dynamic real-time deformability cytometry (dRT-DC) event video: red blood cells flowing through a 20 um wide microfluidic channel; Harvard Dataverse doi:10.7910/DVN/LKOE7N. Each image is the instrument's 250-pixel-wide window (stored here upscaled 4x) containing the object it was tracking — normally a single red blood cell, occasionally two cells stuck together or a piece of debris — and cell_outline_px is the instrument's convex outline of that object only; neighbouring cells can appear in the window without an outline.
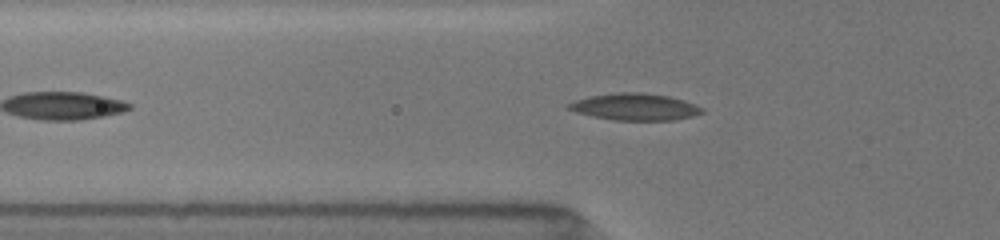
{"species": "common noctule bat (a hibernating species)", "species_latin": "Nyctalus noctula", "temperature_condition": "room temperature", "stored_images_in_passage": 31, "camera_frame_rate_fps": 3000, "um_per_image_px": 0.085, "animal": {"sex": "female", "body_mass_g": 19.5, "forearm_length_mm": 54.1}, "frame": {"image": 1, "passage_image": 8, "time_ms": 2.333, "image_size_px": [1000, 240], "cell_outline_px": [[704, 112], [692, 116], [676, 120], [612, 120], [592, 116], [576, 112], [568, 108], [564, 104], [576, 100], [592, 96], [616, 92], [644, 92], [668, 96], [684, 100], [704, 108]], "centroid_in_image_um": [53.98, 9.08], "position_along_channel_um": 71.8, "area_um2": 20.92}}
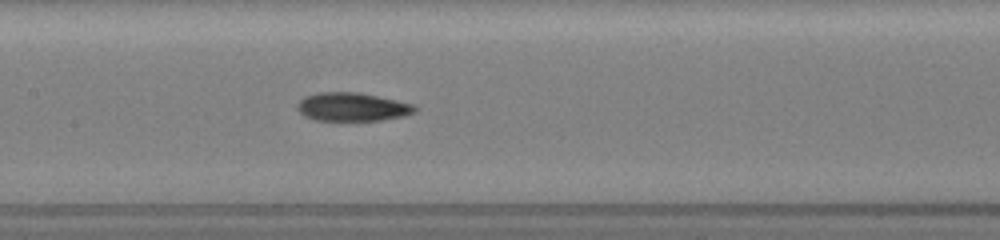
{"frame": {"image": 2, "passage_image": 16, "time_ms": 5.0, "image_size_px": [1000, 240], "cell_outline_px": [[416, 112], [404, 116], [380, 120], [316, 120], [304, 116], [296, 108], [296, 104], [304, 96], [320, 92], [360, 92], [396, 100], [412, 104], [416, 108]], "centroid_in_image_um": [29.91, 9.08], "position_along_channel_um": 177.5, "area_um2": 19.48}}
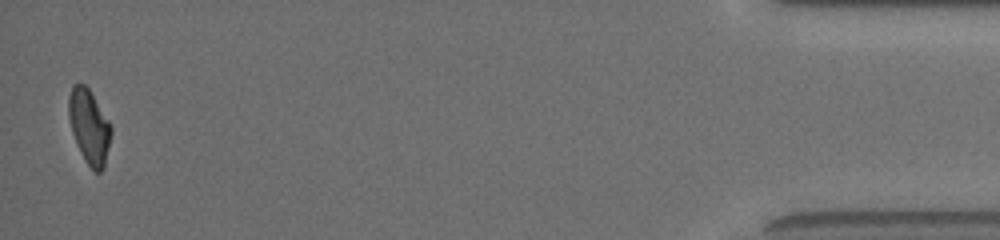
{"frame": {"image": 3, "passage_image": 31, "time_ms": 13.333, "image_size_px": [1000, 240], "cell_outline_px": [[112, 132], [104, 168], [100, 172], [96, 172], [84, 160], [76, 144], [72, 132], [68, 116], [68, 96], [72, 84], [84, 84], [88, 88], [108, 120], [112, 128]], "centroid_in_image_um": [7.57, 10.76], "position_along_channel_um": 427.6, "area_um2": 18.32}, "authors_computed_cell_mechanics": {"area_um2": 19.5942, "velocity_mm_per_s": 3.9692, "shape_relaxation_time_tau1_ms": 5.6636, "shape_relaxation_time_tau2_ms": 3.2446, "deformation_change_tau1": 0.1624, "deformation_change_tau2": 0.1038}}